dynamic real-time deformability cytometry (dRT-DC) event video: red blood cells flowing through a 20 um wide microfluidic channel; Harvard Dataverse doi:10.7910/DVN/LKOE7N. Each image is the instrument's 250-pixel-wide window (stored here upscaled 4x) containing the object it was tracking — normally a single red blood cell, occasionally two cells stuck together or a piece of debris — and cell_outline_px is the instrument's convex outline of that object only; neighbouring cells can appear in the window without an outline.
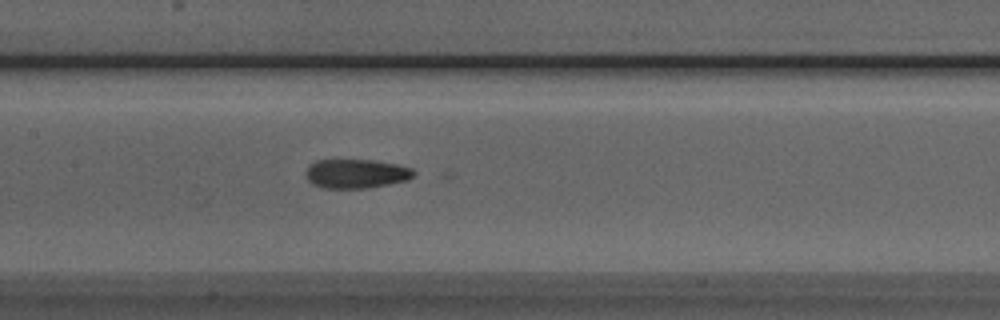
{"species": "Egyptian fruit bat (a non-hibernating species)", "species_latin": "Rousettus aegyptiacus", "temperature_condition": "room temperature", "stored_images_in_passage": 42, "camera_frame_rate_fps": 3000, "um_per_image_px": 0.085, "animal": {"sex": "male"}, "frame": {"image": 1, "passage_image": 15, "time_ms": 4.667, "image_size_px": [1000, 320], "cell_outline_px": [[416, 176], [408, 180], [368, 188], [324, 188], [312, 184], [304, 176], [304, 172], [308, 164], [316, 160], [372, 160], [396, 164], [412, 168], [416, 172]], "centroid_in_image_um": [30.25, 14.76], "position_along_channel_um": 177.1, "area_um2": 18.61}}
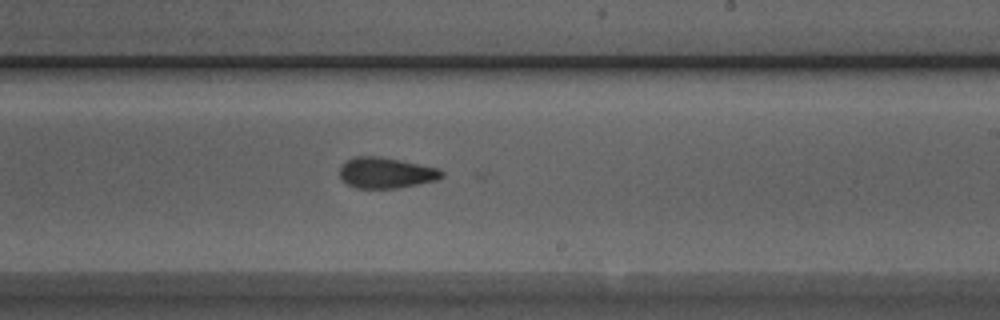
{"frame": {"image": 2, "passage_image": 21, "time_ms": 6.667, "image_size_px": [1000, 320], "cell_outline_px": [[444, 176], [436, 180], [396, 188], [356, 188], [340, 180], [340, 168], [348, 160], [356, 156], [380, 156], [440, 168], [444, 172]], "centroid_in_image_um": [32.82, 14.69], "position_along_channel_um": 256.2, "area_um2": 18.26}}
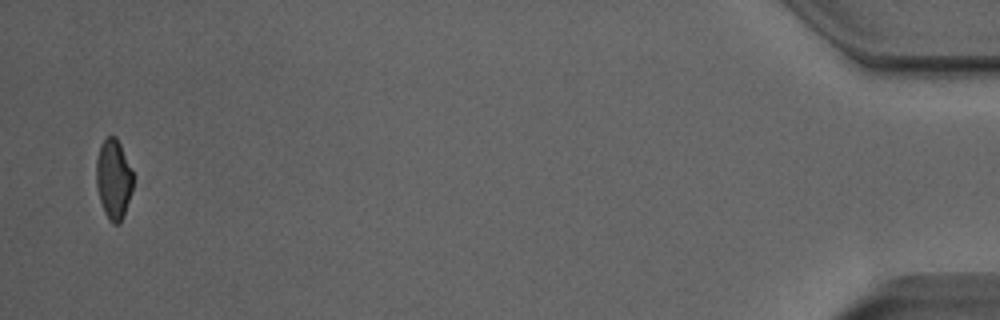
{"frame": {"image": 3, "passage_image": 41, "time_ms": 13.333, "image_size_px": [1000, 320], "cell_outline_px": [[132, 188], [124, 216], [120, 224], [112, 224], [108, 220], [104, 212], [100, 200], [96, 184], [96, 160], [104, 136], [116, 136], [120, 144], [132, 172]], "centroid_in_image_um": [9.63, 15.25], "position_along_channel_um": 425.6, "area_um2": 17.05}}